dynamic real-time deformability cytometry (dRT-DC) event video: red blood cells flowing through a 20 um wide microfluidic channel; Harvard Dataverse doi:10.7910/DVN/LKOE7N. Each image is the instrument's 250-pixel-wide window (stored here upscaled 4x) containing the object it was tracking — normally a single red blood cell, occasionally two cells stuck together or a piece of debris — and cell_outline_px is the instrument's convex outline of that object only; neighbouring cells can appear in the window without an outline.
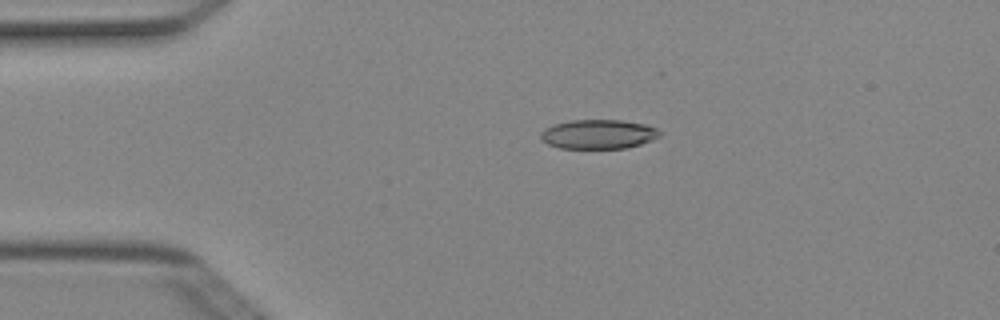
{"species": "Egyptian fruit bat (a non-hibernating species)", "species_latin": "Rousettus aegyptiacus", "temperature_condition": "cold", "stored_images_in_passage": 5, "camera_frame_rate_fps": 3000, "um_per_image_px": 0.085, "animal": {"sex": "female"}, "frame": {"image": 1, "passage_image": 5, "time_ms": 1.333, "image_size_px": [1000, 320], "cell_outline_px": [[660, 136], [652, 140], [628, 148], [560, 148], [548, 144], [540, 140], [540, 132], [544, 128], [556, 124], [572, 120], [620, 120], [644, 124], [656, 128], [660, 132]], "centroid_in_image_um": [50.84, 11.41], "position_along_channel_um": 34.2, "area_um2": 20.29}}